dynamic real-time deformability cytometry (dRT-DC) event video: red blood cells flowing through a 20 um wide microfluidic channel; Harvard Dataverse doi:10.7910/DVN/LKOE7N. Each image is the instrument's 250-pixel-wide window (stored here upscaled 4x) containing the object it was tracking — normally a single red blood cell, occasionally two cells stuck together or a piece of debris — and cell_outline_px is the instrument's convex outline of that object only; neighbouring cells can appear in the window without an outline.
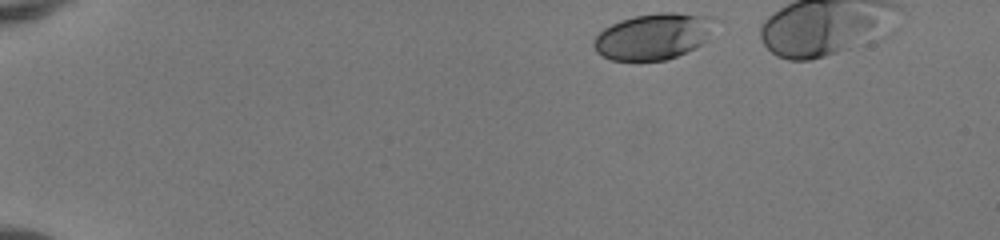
{"species": "human", "species_latin": "Homo sapiens", "temperature_condition": "room temperature", "stored_images_in_passage": 39, "camera_frame_rate_fps": 3000, "um_per_image_px": 0.085, "donor": {"sex": "female"}, "frame": {"image": 1, "passage_image": 1, "time_ms": 0.0, "image_size_px": [1000, 240], "cell_outline_px": [[720, 20], [704, 40], [700, 44], [668, 60], [612, 60], [596, 52], [592, 44], [592, 40], [604, 28], [620, 20], [632, 16], [660, 12], [676, 12], [716, 16]], "centroid_in_image_um": [55.56, 3.06], "position_along_channel_um": 29.4, "area_um2": 32.77}}
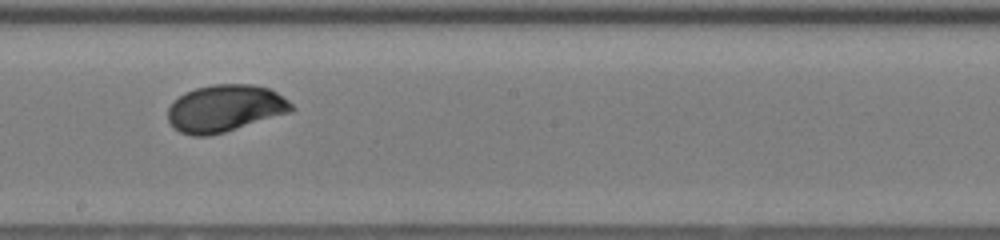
{"frame": {"image": 2, "passage_image": 23, "time_ms": 7.333, "image_size_px": [1000, 240], "cell_outline_px": [[296, 108], [292, 112], [224, 132], [208, 136], [192, 136], [180, 132], [172, 128], [168, 120], [168, 108], [184, 92], [196, 88], [212, 84], [252, 84], [268, 88], [276, 92], [288, 100]], "centroid_in_image_um": [19.13, 9.21], "position_along_channel_um": 229.1, "area_um2": 33.99}}
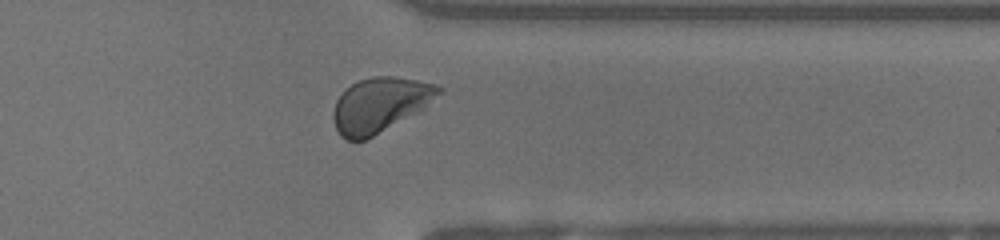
{"frame": {"image": 3, "passage_image": 34, "time_ms": 11.0, "image_size_px": [1000, 240], "cell_outline_px": [[444, 92], [424, 108], [372, 136], [364, 140], [348, 140], [340, 136], [336, 128], [332, 116], [332, 112], [336, 100], [352, 84], [360, 80], [376, 76], [392, 76], [416, 80], [436, 84], [444, 88]], "centroid_in_image_um": [32.32, 8.9], "position_along_channel_um": 379.1, "area_um2": 33.18}}